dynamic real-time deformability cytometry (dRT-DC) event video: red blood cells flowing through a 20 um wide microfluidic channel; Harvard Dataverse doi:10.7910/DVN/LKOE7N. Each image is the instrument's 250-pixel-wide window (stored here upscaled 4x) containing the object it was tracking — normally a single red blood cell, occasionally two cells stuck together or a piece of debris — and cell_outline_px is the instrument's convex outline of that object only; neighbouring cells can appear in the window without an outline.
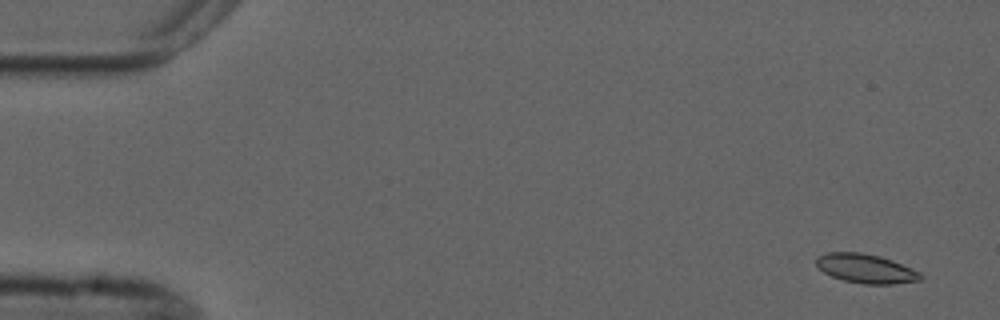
{"species": "common noctule bat (a hibernating species)", "species_latin": "Nyctalus noctula", "temperature_condition": "cold", "stored_images_in_passage": 4, "camera_frame_rate_fps": 3000, "um_per_image_px": 0.085, "animal": {"sex": "male", "forearm_length_mm": 52.5}, "frame": {"image": 1, "passage_image": 1, "time_ms": 0.0, "image_size_px": [1000, 320], "cell_outline_px": [[924, 276], [920, 280], [892, 284], [864, 284], [844, 280], [832, 276], [816, 268], [816, 256], [828, 252], [860, 252], [880, 256], [892, 260], [920, 272]], "centroid_in_image_um": [73.57, 22.82], "position_along_channel_um": 11.4, "area_um2": 17.74}}
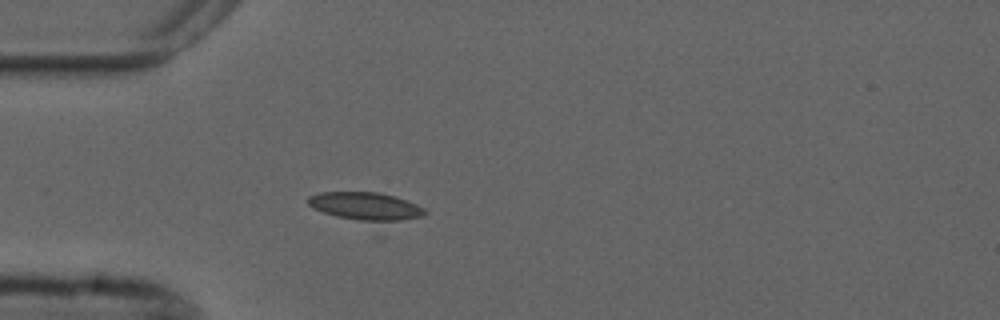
{"frame": {"image": 2, "passage_image": 4, "time_ms": 4.333, "image_size_px": [1000, 320], "cell_outline_px": [[428, 212], [424, 216], [380, 240], [312, 208], [308, 204], [308, 196], [320, 192], [380, 192], [396, 196], [416, 204], [424, 208]], "centroid_in_image_um": [31.29, 17.93], "position_along_channel_um": 53.7, "area_um2": 25.32}}